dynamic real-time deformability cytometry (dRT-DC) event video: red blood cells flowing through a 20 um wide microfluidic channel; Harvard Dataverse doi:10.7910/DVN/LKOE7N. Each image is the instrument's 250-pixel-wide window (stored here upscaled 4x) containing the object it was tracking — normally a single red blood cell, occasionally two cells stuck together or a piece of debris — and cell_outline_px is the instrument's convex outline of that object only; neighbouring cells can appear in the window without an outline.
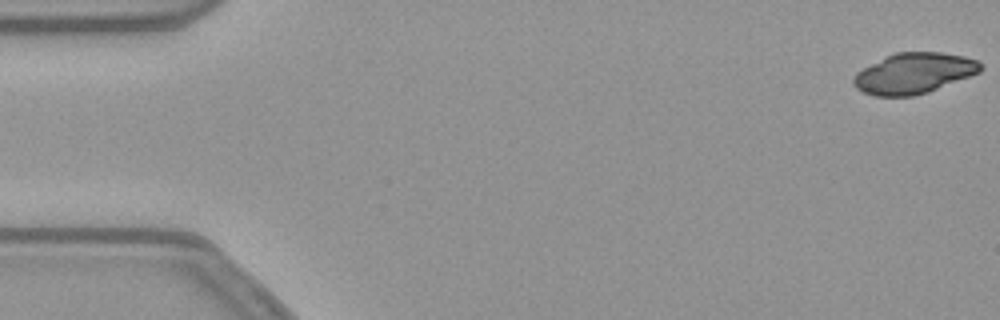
{"species": "common noctule bat (a hibernating species)", "species_latin": "Nyctalus noctula", "temperature_condition": "warm", "stored_images_in_passage": 18, "camera_frame_rate_fps": 3000, "um_per_image_px": 0.085, "animal": {"sex": "female", "body_mass_g": 21.9}, "frame": {"image": 1, "passage_image": 1, "time_ms": 0.0, "image_size_px": [1000, 320], "cell_outline_px": [[984, 68], [980, 72], [928, 92], [912, 96], [876, 96], [864, 92], [856, 88], [852, 84], [852, 80], [856, 72], [884, 56], [896, 52], [940, 52], [964, 56], [976, 60]], "centroid_in_image_um": [77.65, 6.22], "position_along_channel_um": 7.3, "area_um2": 30.06}}